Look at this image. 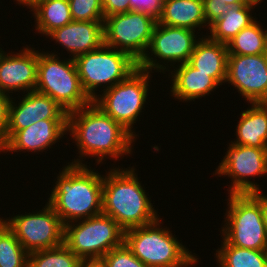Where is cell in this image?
<instances>
[{
    "mask_svg": "<svg viewBox=\"0 0 267 267\" xmlns=\"http://www.w3.org/2000/svg\"><path fill=\"white\" fill-rule=\"evenodd\" d=\"M75 140L79 158L97 157L102 163L107 156L113 160L131 154L136 140L120 123L105 114L93 102L68 113V133ZM89 155V156H88Z\"/></svg>",
    "mask_w": 267,
    "mask_h": 267,
    "instance_id": "1",
    "label": "cell"
},
{
    "mask_svg": "<svg viewBox=\"0 0 267 267\" xmlns=\"http://www.w3.org/2000/svg\"><path fill=\"white\" fill-rule=\"evenodd\" d=\"M74 159L59 172L48 204L63 225L102 213L103 175Z\"/></svg>",
    "mask_w": 267,
    "mask_h": 267,
    "instance_id": "2",
    "label": "cell"
},
{
    "mask_svg": "<svg viewBox=\"0 0 267 267\" xmlns=\"http://www.w3.org/2000/svg\"><path fill=\"white\" fill-rule=\"evenodd\" d=\"M135 171L133 166L126 170L113 168L103 175L102 213L111 216L124 230L159 218Z\"/></svg>",
    "mask_w": 267,
    "mask_h": 267,
    "instance_id": "3",
    "label": "cell"
},
{
    "mask_svg": "<svg viewBox=\"0 0 267 267\" xmlns=\"http://www.w3.org/2000/svg\"><path fill=\"white\" fill-rule=\"evenodd\" d=\"M161 218L148 225L124 231V243L147 267H190L197 258L183 246L169 228L160 226ZM161 227V228H160ZM169 230V231H168Z\"/></svg>",
    "mask_w": 267,
    "mask_h": 267,
    "instance_id": "4",
    "label": "cell"
},
{
    "mask_svg": "<svg viewBox=\"0 0 267 267\" xmlns=\"http://www.w3.org/2000/svg\"><path fill=\"white\" fill-rule=\"evenodd\" d=\"M59 58L38 51L35 91L51 97L67 113L90 105L93 101L82 88L74 59Z\"/></svg>",
    "mask_w": 267,
    "mask_h": 267,
    "instance_id": "5",
    "label": "cell"
},
{
    "mask_svg": "<svg viewBox=\"0 0 267 267\" xmlns=\"http://www.w3.org/2000/svg\"><path fill=\"white\" fill-rule=\"evenodd\" d=\"M74 61L82 88L92 101L97 97L95 90L99 87L103 86L102 91H105L138 68V62L128 53L105 44L76 57Z\"/></svg>",
    "mask_w": 267,
    "mask_h": 267,
    "instance_id": "6",
    "label": "cell"
},
{
    "mask_svg": "<svg viewBox=\"0 0 267 267\" xmlns=\"http://www.w3.org/2000/svg\"><path fill=\"white\" fill-rule=\"evenodd\" d=\"M228 197L222 239L239 248L267 250V231L259 201L251 193H230Z\"/></svg>",
    "mask_w": 267,
    "mask_h": 267,
    "instance_id": "7",
    "label": "cell"
},
{
    "mask_svg": "<svg viewBox=\"0 0 267 267\" xmlns=\"http://www.w3.org/2000/svg\"><path fill=\"white\" fill-rule=\"evenodd\" d=\"M75 222L64 225V244L80 259L102 258L124 243L125 230L111 216L101 213Z\"/></svg>",
    "mask_w": 267,
    "mask_h": 267,
    "instance_id": "8",
    "label": "cell"
},
{
    "mask_svg": "<svg viewBox=\"0 0 267 267\" xmlns=\"http://www.w3.org/2000/svg\"><path fill=\"white\" fill-rule=\"evenodd\" d=\"M151 72L139 67L125 80L97 95L93 103L113 120L120 123L134 137L133 128L142 112L149 91ZM100 96V97H99ZM135 133V134H134Z\"/></svg>",
    "mask_w": 267,
    "mask_h": 267,
    "instance_id": "9",
    "label": "cell"
},
{
    "mask_svg": "<svg viewBox=\"0 0 267 267\" xmlns=\"http://www.w3.org/2000/svg\"><path fill=\"white\" fill-rule=\"evenodd\" d=\"M156 23L151 16L138 11L105 17L104 44L139 62L147 52Z\"/></svg>",
    "mask_w": 267,
    "mask_h": 267,
    "instance_id": "10",
    "label": "cell"
},
{
    "mask_svg": "<svg viewBox=\"0 0 267 267\" xmlns=\"http://www.w3.org/2000/svg\"><path fill=\"white\" fill-rule=\"evenodd\" d=\"M195 36V31L193 30L166 26L157 22L153 29L147 52L138 62V67L148 72L156 69V72L163 71L162 73H165V70L169 71V62L171 64L170 66L176 63L179 65V62L180 64L187 63L194 51L196 43L199 41ZM157 57L160 59L159 61H164V65L163 63L160 64L157 62ZM165 62H167V65Z\"/></svg>",
    "mask_w": 267,
    "mask_h": 267,
    "instance_id": "11",
    "label": "cell"
},
{
    "mask_svg": "<svg viewBox=\"0 0 267 267\" xmlns=\"http://www.w3.org/2000/svg\"><path fill=\"white\" fill-rule=\"evenodd\" d=\"M44 207L37 213L18 214L11 219H3L28 253L64 243V225L60 217L48 203Z\"/></svg>",
    "mask_w": 267,
    "mask_h": 267,
    "instance_id": "12",
    "label": "cell"
},
{
    "mask_svg": "<svg viewBox=\"0 0 267 267\" xmlns=\"http://www.w3.org/2000/svg\"><path fill=\"white\" fill-rule=\"evenodd\" d=\"M228 146L226 155L215 170V175L232 178L228 194L259 191V185L250 181L249 177L267 175V148L233 143Z\"/></svg>",
    "mask_w": 267,
    "mask_h": 267,
    "instance_id": "13",
    "label": "cell"
},
{
    "mask_svg": "<svg viewBox=\"0 0 267 267\" xmlns=\"http://www.w3.org/2000/svg\"><path fill=\"white\" fill-rule=\"evenodd\" d=\"M226 82L250 104L267 103V53L228 55Z\"/></svg>",
    "mask_w": 267,
    "mask_h": 267,
    "instance_id": "14",
    "label": "cell"
},
{
    "mask_svg": "<svg viewBox=\"0 0 267 267\" xmlns=\"http://www.w3.org/2000/svg\"><path fill=\"white\" fill-rule=\"evenodd\" d=\"M26 48L11 54L0 51V91L9 95L22 90L35 91L37 83L38 50ZM10 91V92H9ZM9 93V94H8Z\"/></svg>",
    "mask_w": 267,
    "mask_h": 267,
    "instance_id": "15",
    "label": "cell"
},
{
    "mask_svg": "<svg viewBox=\"0 0 267 267\" xmlns=\"http://www.w3.org/2000/svg\"><path fill=\"white\" fill-rule=\"evenodd\" d=\"M67 132L68 119H45L22 130H7L2 152H42L50 149Z\"/></svg>",
    "mask_w": 267,
    "mask_h": 267,
    "instance_id": "16",
    "label": "cell"
},
{
    "mask_svg": "<svg viewBox=\"0 0 267 267\" xmlns=\"http://www.w3.org/2000/svg\"><path fill=\"white\" fill-rule=\"evenodd\" d=\"M11 98L8 130H22L45 119H68V113L51 97L30 91L20 99L18 105Z\"/></svg>",
    "mask_w": 267,
    "mask_h": 267,
    "instance_id": "17",
    "label": "cell"
},
{
    "mask_svg": "<svg viewBox=\"0 0 267 267\" xmlns=\"http://www.w3.org/2000/svg\"><path fill=\"white\" fill-rule=\"evenodd\" d=\"M49 37L71 53L72 59L104 44V21H75L55 29Z\"/></svg>",
    "mask_w": 267,
    "mask_h": 267,
    "instance_id": "18",
    "label": "cell"
},
{
    "mask_svg": "<svg viewBox=\"0 0 267 267\" xmlns=\"http://www.w3.org/2000/svg\"><path fill=\"white\" fill-rule=\"evenodd\" d=\"M196 43L188 63L199 72L211 76L219 85L227 76L228 50L227 45L203 37Z\"/></svg>",
    "mask_w": 267,
    "mask_h": 267,
    "instance_id": "19",
    "label": "cell"
},
{
    "mask_svg": "<svg viewBox=\"0 0 267 267\" xmlns=\"http://www.w3.org/2000/svg\"><path fill=\"white\" fill-rule=\"evenodd\" d=\"M171 71L172 79V96L175 99L184 101H195L200 97L211 94V92L220 86L211 76L206 73L199 72L193 68L188 62L177 65ZM174 72V73H173Z\"/></svg>",
    "mask_w": 267,
    "mask_h": 267,
    "instance_id": "20",
    "label": "cell"
},
{
    "mask_svg": "<svg viewBox=\"0 0 267 267\" xmlns=\"http://www.w3.org/2000/svg\"><path fill=\"white\" fill-rule=\"evenodd\" d=\"M243 111L236 128L233 144L256 148H267V103H251Z\"/></svg>",
    "mask_w": 267,
    "mask_h": 267,
    "instance_id": "21",
    "label": "cell"
},
{
    "mask_svg": "<svg viewBox=\"0 0 267 267\" xmlns=\"http://www.w3.org/2000/svg\"><path fill=\"white\" fill-rule=\"evenodd\" d=\"M158 23L193 31L206 27L203 0H164Z\"/></svg>",
    "mask_w": 267,
    "mask_h": 267,
    "instance_id": "22",
    "label": "cell"
},
{
    "mask_svg": "<svg viewBox=\"0 0 267 267\" xmlns=\"http://www.w3.org/2000/svg\"><path fill=\"white\" fill-rule=\"evenodd\" d=\"M259 3L261 2L254 0L252 3L230 6L224 16L209 26L208 30H210L211 35L206 37L213 41L227 44L243 28L248 27L255 21L250 11Z\"/></svg>",
    "mask_w": 267,
    "mask_h": 267,
    "instance_id": "23",
    "label": "cell"
},
{
    "mask_svg": "<svg viewBox=\"0 0 267 267\" xmlns=\"http://www.w3.org/2000/svg\"><path fill=\"white\" fill-rule=\"evenodd\" d=\"M30 9L36 19V30L47 37L73 20L69 0H39Z\"/></svg>",
    "mask_w": 267,
    "mask_h": 267,
    "instance_id": "24",
    "label": "cell"
},
{
    "mask_svg": "<svg viewBox=\"0 0 267 267\" xmlns=\"http://www.w3.org/2000/svg\"><path fill=\"white\" fill-rule=\"evenodd\" d=\"M228 55H258L267 53V30L258 21L243 28L227 44Z\"/></svg>",
    "mask_w": 267,
    "mask_h": 267,
    "instance_id": "25",
    "label": "cell"
},
{
    "mask_svg": "<svg viewBox=\"0 0 267 267\" xmlns=\"http://www.w3.org/2000/svg\"><path fill=\"white\" fill-rule=\"evenodd\" d=\"M216 250L219 267H267L266 250H251L228 244L224 239Z\"/></svg>",
    "mask_w": 267,
    "mask_h": 267,
    "instance_id": "26",
    "label": "cell"
},
{
    "mask_svg": "<svg viewBox=\"0 0 267 267\" xmlns=\"http://www.w3.org/2000/svg\"><path fill=\"white\" fill-rule=\"evenodd\" d=\"M81 259L64 243L29 253L28 267H78Z\"/></svg>",
    "mask_w": 267,
    "mask_h": 267,
    "instance_id": "27",
    "label": "cell"
},
{
    "mask_svg": "<svg viewBox=\"0 0 267 267\" xmlns=\"http://www.w3.org/2000/svg\"><path fill=\"white\" fill-rule=\"evenodd\" d=\"M29 253L15 234L2 222L0 224V267H28Z\"/></svg>",
    "mask_w": 267,
    "mask_h": 267,
    "instance_id": "28",
    "label": "cell"
},
{
    "mask_svg": "<svg viewBox=\"0 0 267 267\" xmlns=\"http://www.w3.org/2000/svg\"><path fill=\"white\" fill-rule=\"evenodd\" d=\"M75 21H104L102 0H69Z\"/></svg>",
    "mask_w": 267,
    "mask_h": 267,
    "instance_id": "29",
    "label": "cell"
},
{
    "mask_svg": "<svg viewBox=\"0 0 267 267\" xmlns=\"http://www.w3.org/2000/svg\"><path fill=\"white\" fill-rule=\"evenodd\" d=\"M107 267H147L136 256L125 243L113 248L102 257Z\"/></svg>",
    "mask_w": 267,
    "mask_h": 267,
    "instance_id": "30",
    "label": "cell"
},
{
    "mask_svg": "<svg viewBox=\"0 0 267 267\" xmlns=\"http://www.w3.org/2000/svg\"><path fill=\"white\" fill-rule=\"evenodd\" d=\"M130 11L143 12L157 22L162 16L164 0H129Z\"/></svg>",
    "mask_w": 267,
    "mask_h": 267,
    "instance_id": "31",
    "label": "cell"
},
{
    "mask_svg": "<svg viewBox=\"0 0 267 267\" xmlns=\"http://www.w3.org/2000/svg\"><path fill=\"white\" fill-rule=\"evenodd\" d=\"M230 5L222 3L220 0H203L204 17L207 28L216 20L221 18L229 10Z\"/></svg>",
    "mask_w": 267,
    "mask_h": 267,
    "instance_id": "32",
    "label": "cell"
},
{
    "mask_svg": "<svg viewBox=\"0 0 267 267\" xmlns=\"http://www.w3.org/2000/svg\"><path fill=\"white\" fill-rule=\"evenodd\" d=\"M11 97L0 91V145L7 141L9 105Z\"/></svg>",
    "mask_w": 267,
    "mask_h": 267,
    "instance_id": "33",
    "label": "cell"
},
{
    "mask_svg": "<svg viewBox=\"0 0 267 267\" xmlns=\"http://www.w3.org/2000/svg\"><path fill=\"white\" fill-rule=\"evenodd\" d=\"M102 9L104 18L120 13L130 11L129 0H102Z\"/></svg>",
    "mask_w": 267,
    "mask_h": 267,
    "instance_id": "34",
    "label": "cell"
},
{
    "mask_svg": "<svg viewBox=\"0 0 267 267\" xmlns=\"http://www.w3.org/2000/svg\"><path fill=\"white\" fill-rule=\"evenodd\" d=\"M251 194L259 201L263 222L267 231V195L261 193V190L251 192Z\"/></svg>",
    "mask_w": 267,
    "mask_h": 267,
    "instance_id": "35",
    "label": "cell"
},
{
    "mask_svg": "<svg viewBox=\"0 0 267 267\" xmlns=\"http://www.w3.org/2000/svg\"><path fill=\"white\" fill-rule=\"evenodd\" d=\"M78 267H107L103 258L81 259Z\"/></svg>",
    "mask_w": 267,
    "mask_h": 267,
    "instance_id": "36",
    "label": "cell"
},
{
    "mask_svg": "<svg viewBox=\"0 0 267 267\" xmlns=\"http://www.w3.org/2000/svg\"><path fill=\"white\" fill-rule=\"evenodd\" d=\"M222 3L230 6L252 3L254 0H220Z\"/></svg>",
    "mask_w": 267,
    "mask_h": 267,
    "instance_id": "37",
    "label": "cell"
},
{
    "mask_svg": "<svg viewBox=\"0 0 267 267\" xmlns=\"http://www.w3.org/2000/svg\"><path fill=\"white\" fill-rule=\"evenodd\" d=\"M17 2H18V5L20 4H22V5H26L27 6V8H31L37 1H39V0H16Z\"/></svg>",
    "mask_w": 267,
    "mask_h": 267,
    "instance_id": "38",
    "label": "cell"
}]
</instances>
